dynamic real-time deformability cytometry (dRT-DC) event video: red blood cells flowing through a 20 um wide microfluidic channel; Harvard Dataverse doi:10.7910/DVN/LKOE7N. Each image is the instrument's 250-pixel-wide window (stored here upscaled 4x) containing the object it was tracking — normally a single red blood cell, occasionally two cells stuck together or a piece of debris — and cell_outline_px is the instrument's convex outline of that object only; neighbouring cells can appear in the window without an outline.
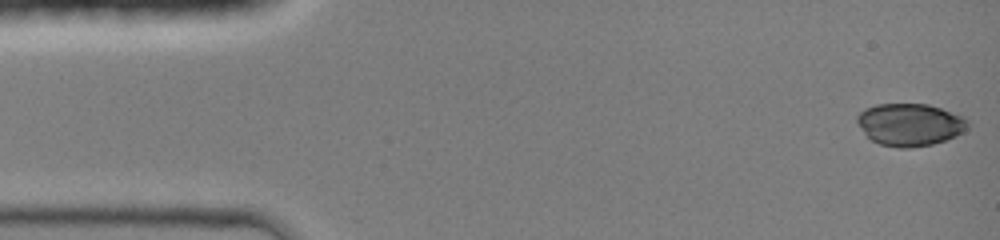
{"species": "common noctule bat (a hibernating species)", "species_latin": "Nyctalus noctula", "temperature_condition": "room temperature", "stored_images_in_passage": 44, "camera_frame_rate_fps": 3000, "um_per_image_px": 0.085, "animal": {"sex": "female", "body_mass_g": 19.0, "forearm_length_mm": 51.5}, "frame": {"image": 1, "passage_image": 1, "time_ms": 0.0, "image_size_px": [1000, 240], "cell_outline_px": [[968, 128], [964, 132], [956, 136], [932, 144], [912, 148], [900, 148], [880, 144], [872, 140], [864, 132], [856, 120], [856, 116], [864, 108], [876, 104], [928, 104], [964, 116], [968, 120]], "centroid_in_image_um": [77.36, 10.58], "position_along_channel_um": 7.6, "area_um2": 27.4}}
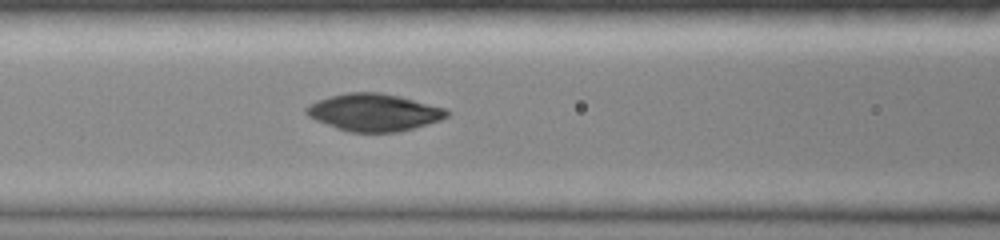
{"frame": {"image": 2, "passage_image": 18, "time_ms": 5.667, "image_size_px": [1000, 240], "cell_outline_px": [[452, 112], [448, 116], [440, 120], [428, 124], [396, 132], [348, 132], [336, 128], [316, 120], [308, 116], [304, 112], [304, 108], [308, 104], [316, 100], [328, 96], [348, 92], [380, 92], [400, 96], [448, 108]], "centroid_in_image_um": [31.79, 9.54], "position_along_channel_um": 134.8, "area_um2": 30.92}}
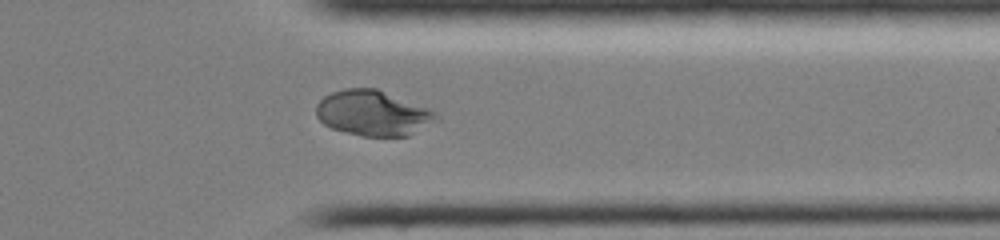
{"frame": {"image": 3, "passage_image": 35, "time_ms": 11.333, "image_size_px": [1000, 240], "cell_outline_px": [[440, 120], [408, 136], [364, 136], [332, 128], [324, 124], [316, 116], [316, 104], [324, 96], [332, 92], [344, 88], [376, 88], [428, 108], [436, 112], [440, 116]], "centroid_in_image_um": [31.73, 9.61], "position_along_channel_um": 379.7, "area_um2": 31.73}}